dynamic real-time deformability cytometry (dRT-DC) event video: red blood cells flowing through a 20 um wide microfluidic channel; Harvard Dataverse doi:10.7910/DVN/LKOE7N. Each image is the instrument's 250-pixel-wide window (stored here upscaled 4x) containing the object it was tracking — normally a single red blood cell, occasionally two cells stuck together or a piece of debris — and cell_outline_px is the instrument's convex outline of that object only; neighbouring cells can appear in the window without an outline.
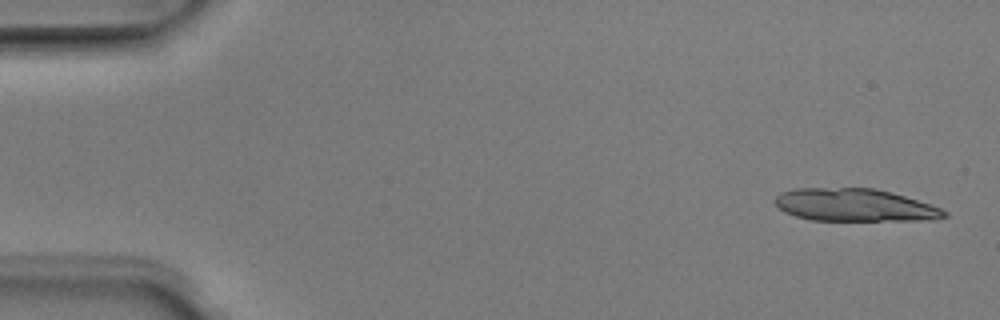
{"species": "Egyptian fruit bat (a non-hibernating species)", "species_latin": "Rousettus aegyptiacus", "temperature_condition": "room temperature", "stored_images_in_passage": 4, "camera_frame_rate_fps": 3000, "um_per_image_px": 0.085, "animal": {"sex": "male"}, "frame": {"image": 1, "passage_image": 1, "time_ms": 0.0, "image_size_px": [1000, 320], "cell_outline_px": [[948, 216], [932, 220], [812, 220], [796, 216], [784, 212], [772, 200], [780, 192], [792, 188], [872, 188], [892, 192], [940, 208], [948, 212]], "centroid_in_image_um": [72.61, 17.43], "position_along_channel_um": 12.4, "area_um2": 32.14}}